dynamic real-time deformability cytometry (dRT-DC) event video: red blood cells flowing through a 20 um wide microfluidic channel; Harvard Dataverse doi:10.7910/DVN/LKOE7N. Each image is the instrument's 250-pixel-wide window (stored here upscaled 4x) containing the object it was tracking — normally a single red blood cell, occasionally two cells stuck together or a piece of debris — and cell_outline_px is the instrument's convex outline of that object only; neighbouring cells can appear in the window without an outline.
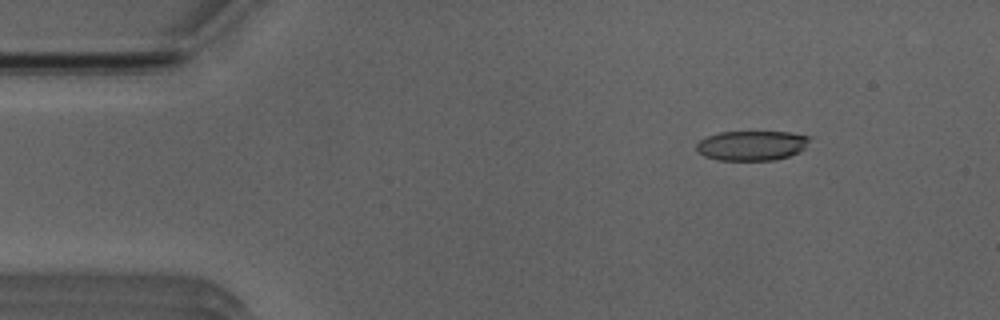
{"species": "Egyptian fruit bat (a non-hibernating species)", "species_latin": "Rousettus aegyptiacus", "temperature_condition": "room temperature", "stored_images_in_passage": 52, "camera_frame_rate_fps": 3000, "um_per_image_px": 0.085, "animal": {"sex": "male"}, "frame": {"image": 1, "passage_image": 7, "time_ms": 2.0, "image_size_px": [1000, 320], "cell_outline_px": [[812, 136], [804, 148], [800, 152], [788, 156], [772, 160], [716, 160], [704, 156], [696, 148], [696, 144], [700, 140], [708, 136], [720, 132], [788, 132]], "centroid_in_image_um": [63.91, 12.37], "position_along_channel_um": 21.1, "area_um2": 19.59}}
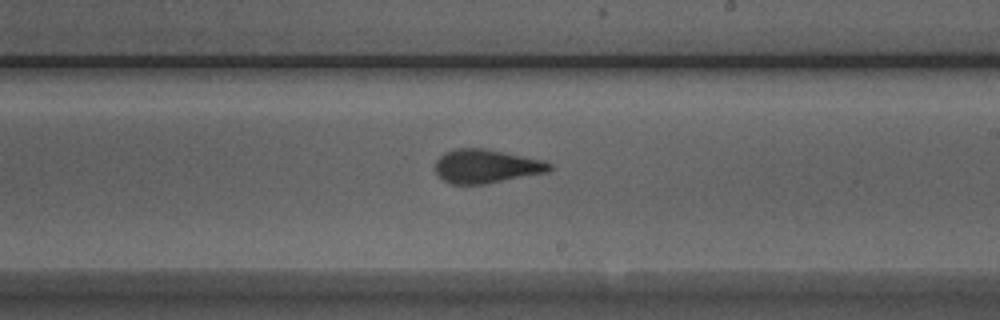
{"frame": {"image": 2, "passage_image": 30, "time_ms": 9.667, "image_size_px": [1000, 320], "cell_outline_px": [[552, 168], [548, 172], [484, 184], [452, 184], [444, 180], [436, 172], [436, 160], [444, 152], [452, 148], [484, 148], [544, 160], [552, 164]], "centroid_in_image_um": [41.33, 14.12], "position_along_channel_um": 247.7, "area_um2": 22.43}}
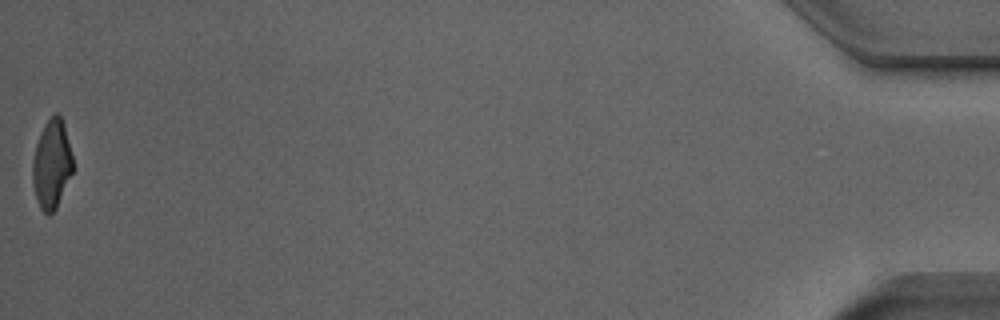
{"frame": {"image": 3, "passage_image": 52, "time_ms": 17.0, "image_size_px": [1000, 320], "cell_outline_px": [[72, 172], [56, 208], [48, 216], [40, 208], [36, 200], [32, 180], [32, 160], [36, 144], [40, 132], [44, 124], [56, 112], [60, 116], [64, 124], [72, 156]], "centroid_in_image_um": [4.37, 13.96], "position_along_channel_um": 430.8, "area_um2": 20.69}, "authors_computed_cell_mechanics": {"area_um2": 22.1374, "velocity_mm_per_s": 3.9539, "shape_relaxation_time_tau1_ms": 4.7239, "shape_relaxation_time_tau2_ms": 1.3481, "deformation_change_tau1": 0.1803, "deformation_change_tau2": 0.0995}}